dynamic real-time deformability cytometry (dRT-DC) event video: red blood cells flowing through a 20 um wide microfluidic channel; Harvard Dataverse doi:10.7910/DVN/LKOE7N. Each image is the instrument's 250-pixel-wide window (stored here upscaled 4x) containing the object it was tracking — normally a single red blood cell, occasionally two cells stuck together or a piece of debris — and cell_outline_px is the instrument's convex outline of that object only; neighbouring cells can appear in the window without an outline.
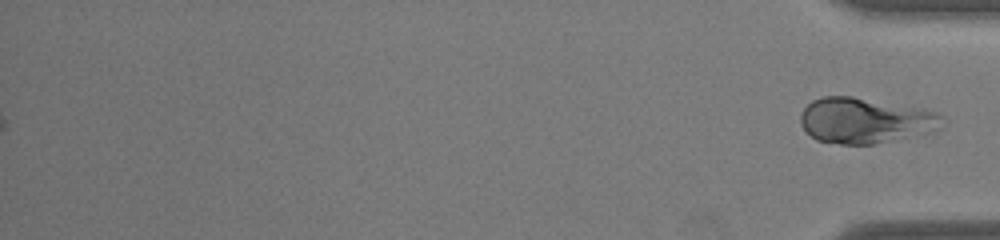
{"species": "common noctule bat (a hibernating species)", "species_latin": "Nyctalus noctula", "temperature_condition": "warm", "stored_images_in_passage": 37, "segment_of_instrument_passage": [2, 2], "camera_frame_rate_fps": 3000, "um_per_image_px": 0.085, "animal": {"sex": "male", "body_mass_g": 19.0, "forearm_length_mm": 50.8}, "frame": {"image": 1, "passage_image": 37, "time_ms": 12.0, "image_size_px": [1000, 240], "cell_outline_px": [[940, 128], [936, 132], [872, 144], [840, 144], [816, 140], [800, 124], [800, 116], [804, 108], [812, 100], [824, 96], [852, 96], [924, 108], [936, 112], [940, 116]], "centroid_in_image_um": [73.55, 10.24], "position_along_channel_um": 361.7, "area_um2": 37.69}}